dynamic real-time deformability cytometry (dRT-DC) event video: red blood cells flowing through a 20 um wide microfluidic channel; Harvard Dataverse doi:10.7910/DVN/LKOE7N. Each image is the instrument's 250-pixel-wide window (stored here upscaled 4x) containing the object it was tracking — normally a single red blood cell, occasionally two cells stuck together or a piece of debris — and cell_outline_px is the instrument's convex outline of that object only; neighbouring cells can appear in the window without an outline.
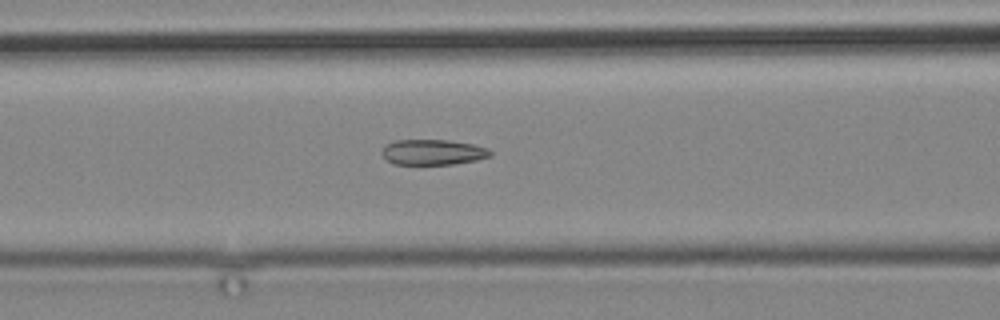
{"species": "common noctule bat (a hibernating species)", "species_latin": "Nyctalus noctula", "temperature_condition": "cold", "stored_images_in_passage": 17, "camera_frame_rate_fps": 3000, "um_per_image_px": 0.085, "animal": {"sex": "male", "body_mass_g": 19.2, "forearm_length_mm": 51.8}, "frame": {"image": 1, "passage_image": 17, "time_ms": 20.667, "image_size_px": [1000, 320], "cell_outline_px": [[492, 156], [476, 160], [452, 164], [392, 164], [380, 152], [384, 144], [396, 140], [448, 140], [476, 144], [488, 148], [492, 152]], "centroid_in_image_um": [36.8, 12.92], "position_along_channel_um": 129.8, "area_um2": 16.24}}